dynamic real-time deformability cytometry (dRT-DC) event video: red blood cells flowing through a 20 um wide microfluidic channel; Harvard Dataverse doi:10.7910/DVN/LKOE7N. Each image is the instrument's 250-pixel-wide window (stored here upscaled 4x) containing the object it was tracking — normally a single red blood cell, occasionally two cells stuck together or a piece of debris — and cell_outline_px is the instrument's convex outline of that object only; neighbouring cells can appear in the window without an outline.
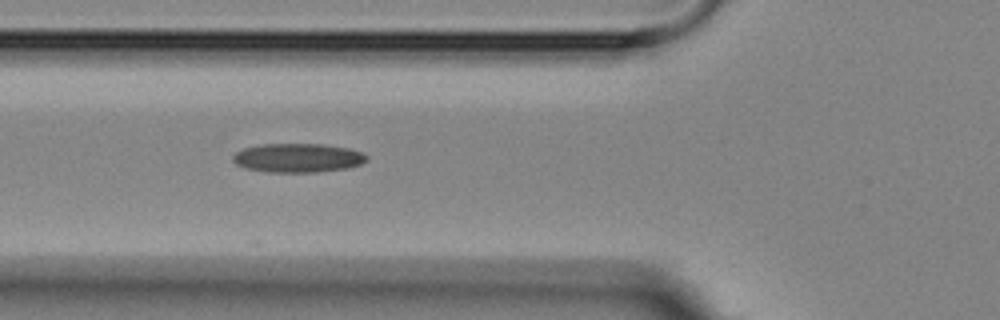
{"species": "Egyptian fruit bat (a non-hibernating species)", "species_latin": "Rousettus aegyptiacus", "temperature_condition": "room temperature", "stored_images_in_passage": 5, "camera_frame_rate_fps": 3000, "um_per_image_px": 0.085, "animal": {"sex": "female"}, "frame": {"image": 1, "passage_image": 5, "time_ms": 4.667, "image_size_px": [1000, 320], "cell_outline_px": [[368, 160], [360, 164], [348, 168], [316, 172], [268, 172], [244, 168], [236, 164], [232, 160], [232, 156], [236, 152], [244, 148], [260, 144], [324, 144], [348, 148], [364, 152], [368, 156]], "centroid_in_image_um": [25.33, 13.42], "position_along_channel_um": 100.5, "area_um2": 22.77}}